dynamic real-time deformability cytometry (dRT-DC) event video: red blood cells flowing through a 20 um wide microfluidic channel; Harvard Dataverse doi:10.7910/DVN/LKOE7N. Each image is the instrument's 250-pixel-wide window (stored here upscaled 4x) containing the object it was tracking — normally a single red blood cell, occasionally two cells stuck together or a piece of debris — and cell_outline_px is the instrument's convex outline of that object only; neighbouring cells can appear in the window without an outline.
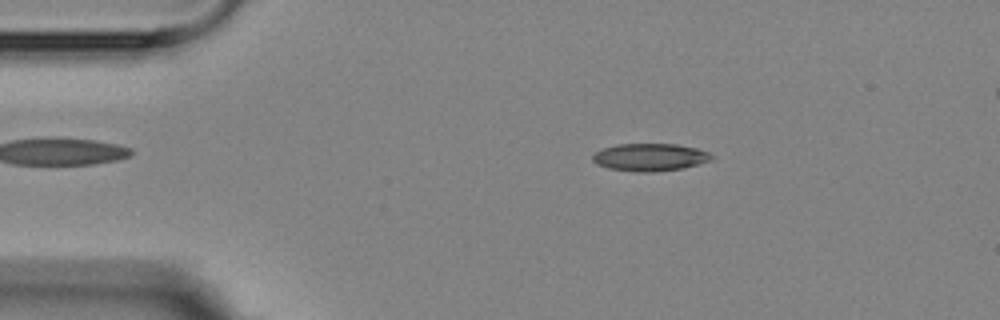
{"species": "Egyptian fruit bat (a non-hibernating species)", "species_latin": "Rousettus aegyptiacus", "temperature_condition": "room temperature", "stored_images_in_passage": 3, "camera_frame_rate_fps": 3000, "um_per_image_px": 0.085, "animal": {"sex": "female"}, "frame": {"image": 1, "passage_image": 1, "time_ms": 0.0, "image_size_px": [1000, 320], "cell_outline_px": [[716, 156], [712, 160], [700, 164], [684, 168], [656, 172], [636, 172], [608, 168], [596, 164], [592, 160], [592, 156], [596, 152], [604, 148], [616, 144], [676, 144], [696, 148], [708, 152]], "centroid_in_image_um": [55.28, 13.37], "position_along_channel_um": 29.7, "area_um2": 19.31}}